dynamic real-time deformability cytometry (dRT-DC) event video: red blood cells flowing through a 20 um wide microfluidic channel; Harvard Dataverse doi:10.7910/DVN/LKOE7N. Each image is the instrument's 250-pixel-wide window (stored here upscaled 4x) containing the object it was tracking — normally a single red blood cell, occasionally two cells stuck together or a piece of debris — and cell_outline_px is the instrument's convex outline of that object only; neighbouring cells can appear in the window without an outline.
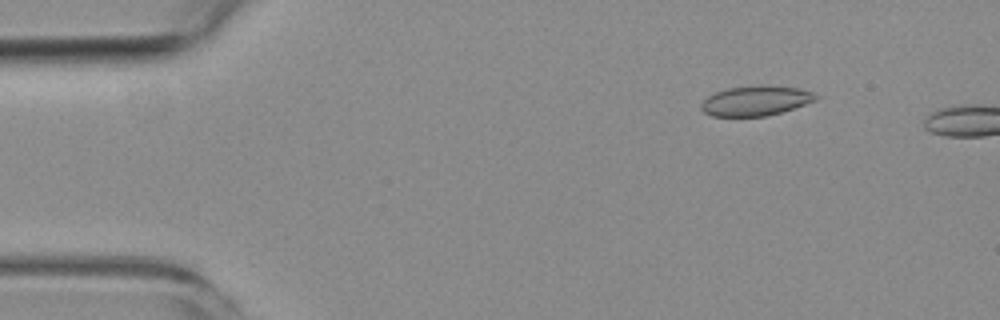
{"species": "common noctule bat (a hibernating species)", "species_latin": "Nyctalus noctula", "temperature_condition": "room temperature", "stored_images_in_passage": 2, "camera_frame_rate_fps": 3000, "um_per_image_px": 0.085, "animal": {"sex": "female", "body_mass_g": 19.3, "forearm_length_mm": 54.1}, "frame": {"image": 1, "passage_image": 1, "time_ms": 0.0, "image_size_px": [1000, 320], "cell_outline_px": [[824, 96], [816, 100], [768, 116], [712, 116], [704, 112], [700, 108], [700, 104], [708, 96], [716, 92], [728, 88], [800, 88]], "centroid_in_image_um": [64.23, 8.61], "position_along_channel_um": 20.8, "area_um2": 19.07}}